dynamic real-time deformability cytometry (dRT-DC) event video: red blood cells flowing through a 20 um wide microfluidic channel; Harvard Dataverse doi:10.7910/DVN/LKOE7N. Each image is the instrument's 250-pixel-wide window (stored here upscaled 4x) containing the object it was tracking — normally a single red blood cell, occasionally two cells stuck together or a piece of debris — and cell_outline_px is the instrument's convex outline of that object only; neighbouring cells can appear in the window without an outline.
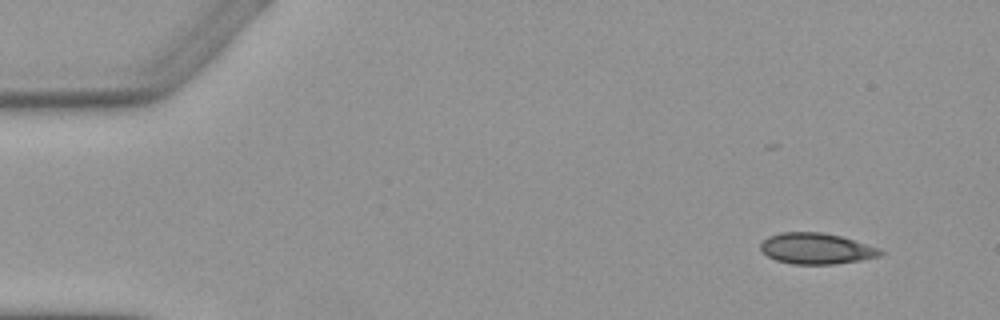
{"species": "Egyptian fruit bat (a non-hibernating species)", "species_latin": "Rousettus aegyptiacus", "temperature_condition": "warm", "stored_images_in_passage": 5, "camera_frame_rate_fps": 3000, "um_per_image_px": 0.085, "animal": {"sex": "female"}, "frame": {"image": 1, "passage_image": 1, "time_ms": 0.0, "image_size_px": [1000, 320], "cell_outline_px": [[884, 252], [880, 256], [860, 260], [836, 264], [792, 264], [776, 260], [768, 256], [760, 248], [760, 244], [768, 236], [780, 232], [820, 232], [840, 236], [880, 248]], "centroid_in_image_um": [69.38, 21.13], "position_along_channel_um": 15.6, "area_um2": 21.56}}
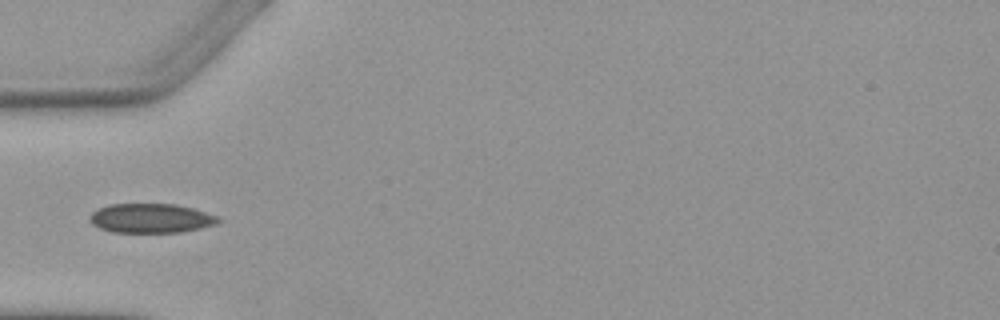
{"frame": {"image": 2, "passage_image": 4, "time_ms": 4.333, "image_size_px": [1000, 320], "cell_outline_px": [[220, 220], [212, 224], [200, 228], [180, 232], [112, 232], [100, 228], [92, 224], [88, 220], [88, 216], [96, 208], [108, 204], [176, 204], [192, 208], [216, 216]], "centroid_in_image_um": [12.72, 18.54], "position_along_channel_um": 72.3, "area_um2": 21.85}}
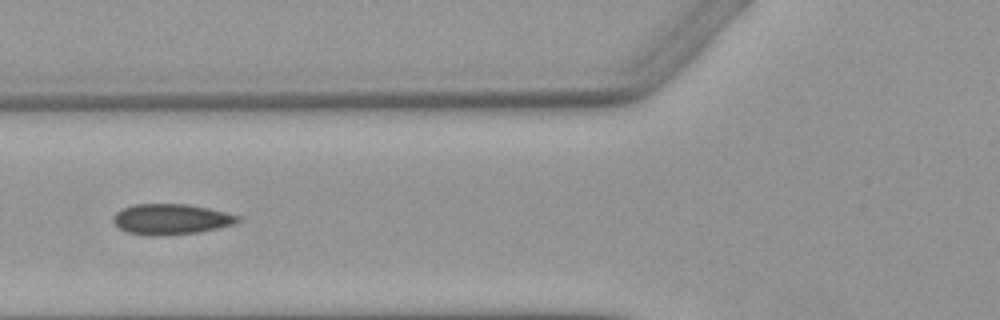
{"frame": {"image": 3, "passage_image": 5, "time_ms": 5.333, "image_size_px": [1000, 320], "cell_outline_px": [[240, 220], [232, 224], [220, 228], [200, 232], [160, 236], [148, 236], [128, 232], [120, 228], [112, 220], [112, 216], [120, 208], [136, 204], [188, 204], [228, 212], [240, 216]], "centroid_in_image_um": [14.53, 18.63], "position_along_channel_um": 111.3, "area_um2": 22.43}}